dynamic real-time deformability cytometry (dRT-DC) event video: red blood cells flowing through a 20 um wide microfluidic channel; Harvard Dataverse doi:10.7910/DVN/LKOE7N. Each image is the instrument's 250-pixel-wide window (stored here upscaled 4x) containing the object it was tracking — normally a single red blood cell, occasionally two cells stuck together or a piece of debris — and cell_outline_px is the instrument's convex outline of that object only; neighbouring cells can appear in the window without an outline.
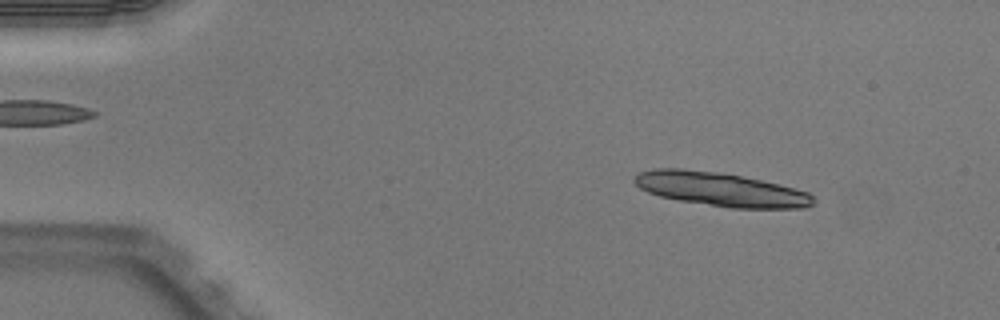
{"species": "Egyptian fruit bat (a non-hibernating species)", "species_latin": "Rousettus aegyptiacus", "temperature_condition": "warm", "stored_images_in_passage": 49, "camera_frame_rate_fps": 3000, "um_per_image_px": 0.085, "animal": {"sex": "male"}, "frame": {"image": 1, "passage_image": 6, "time_ms": 1.667, "image_size_px": [1000, 320], "cell_outline_px": [[816, 200], [812, 204], [804, 208], [732, 208], [680, 200], [660, 196], [648, 192], [640, 188], [632, 180], [640, 172], [656, 168], [684, 168], [720, 172], [780, 184], [808, 192]], "centroid_in_image_um": [61.26, 16.08], "position_along_channel_um": 23.7, "area_um2": 35.08}}
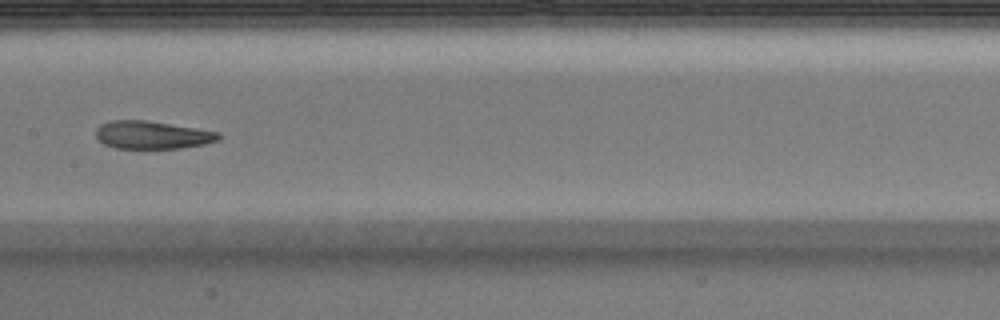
{"frame": {"image": 2, "passage_image": 26, "time_ms": 8.333, "image_size_px": [1000, 320], "cell_outline_px": [[220, 140], [204, 144], [180, 148], [116, 148], [104, 144], [96, 136], [96, 128], [100, 124], [112, 120], [148, 120], [220, 132]], "centroid_in_image_um": [12.94, 11.46], "position_along_channel_um": 194.5, "area_um2": 19.94}}
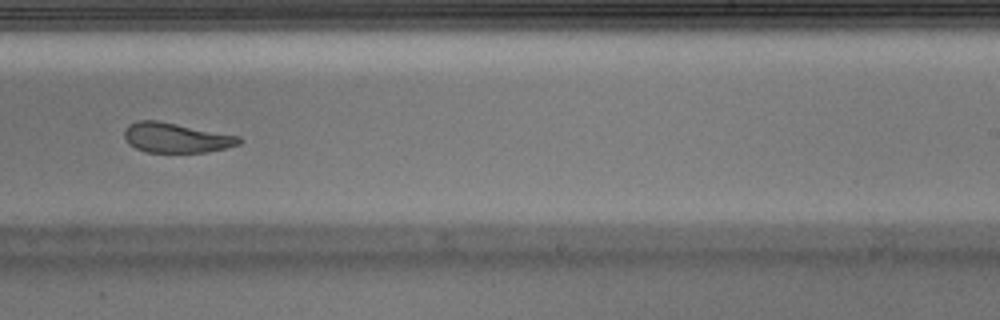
{"frame": {"image": 3, "passage_image": 32, "time_ms": 10.333, "image_size_px": [1000, 320], "cell_outline_px": [[244, 140], [240, 144], [224, 148], [204, 152], [144, 152], [128, 144], [124, 136], [124, 128], [128, 124], [136, 120], [156, 120], [240, 136]], "centroid_in_image_um": [14.93, 11.7], "position_along_channel_um": 274.1, "area_um2": 20.0}, "authors_computed_cell_mechanics": {"area_um2": 24.0448, "velocity_mm_per_s": 3.9917, "shape_relaxation_time_tau1_ms": 9.5259, "shape_relaxation_time_tau2_ms": 2.1166, "deformation_change_tau1": 0.3011, "deformation_change_tau2": 0.0943}}